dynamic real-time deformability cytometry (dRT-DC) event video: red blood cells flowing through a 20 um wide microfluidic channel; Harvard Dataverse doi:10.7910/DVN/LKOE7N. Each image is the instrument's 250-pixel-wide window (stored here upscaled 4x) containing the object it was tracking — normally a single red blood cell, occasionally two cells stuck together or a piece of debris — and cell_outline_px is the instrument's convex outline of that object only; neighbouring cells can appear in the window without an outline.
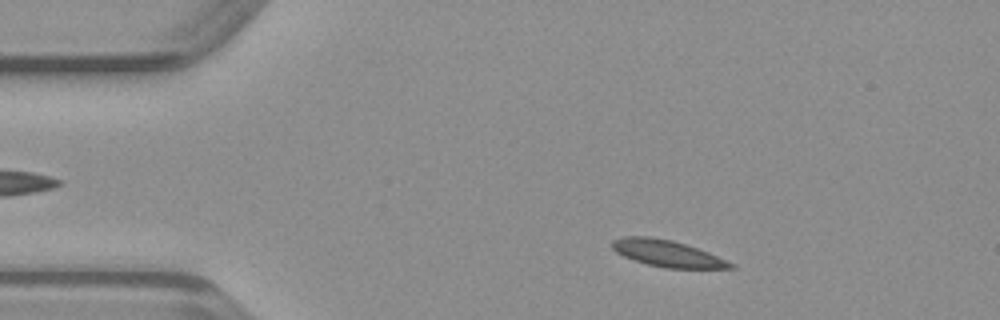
{"species": "common noctule bat (a hibernating species)", "species_latin": "Nyctalus noctula", "temperature_condition": "warm", "stored_images_in_passage": 46, "camera_frame_rate_fps": 3000, "um_per_image_px": 0.085, "animal": {"sex": "male", "body_mass_g": 23.1, "forearm_length_mm": 52.7}, "frame": {"image": 1, "passage_image": 5, "time_ms": 1.333, "image_size_px": [1000, 320], "cell_outline_px": [[736, 268], [664, 268], [632, 260], [616, 252], [612, 248], [612, 240], [624, 236], [648, 236], [672, 240], [708, 252], [736, 264]], "centroid_in_image_um": [56.7, 21.54], "position_along_channel_um": 28.3, "area_um2": 18.26}}
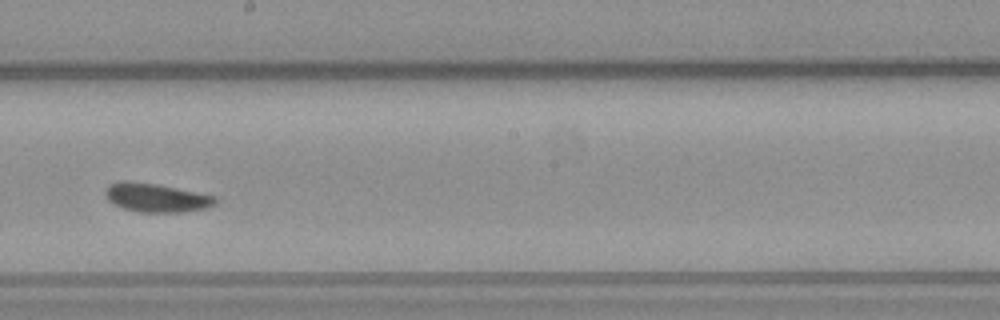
{"frame": {"image": 2, "passage_image": 24, "time_ms": 7.667, "image_size_px": [1000, 320], "cell_outline_px": [[216, 204], [208, 208], [184, 212], [140, 212], [124, 208], [112, 204], [108, 200], [104, 192], [108, 184], [120, 180], [128, 180], [156, 184], [216, 196]], "centroid_in_image_um": [13.25, 16.8], "position_along_channel_um": 234.9, "area_um2": 18.55}}
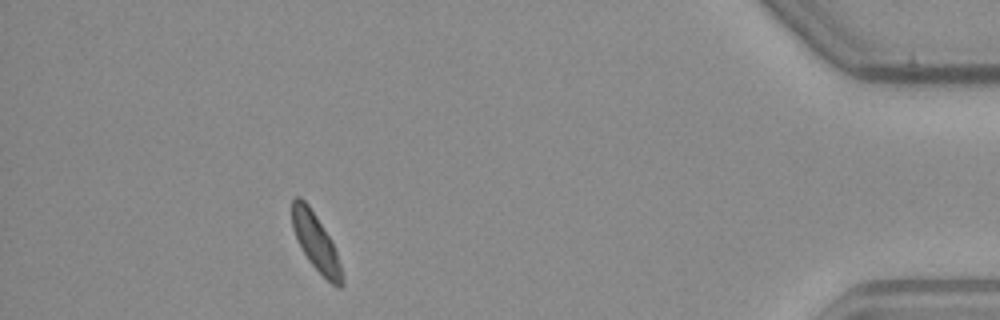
{"frame": {"image": 3, "passage_image": 41, "time_ms": 13.333, "image_size_px": [1000, 320], "cell_outline_px": [[344, 284], [340, 288], [336, 288], [308, 260], [292, 228], [292, 200], [296, 196], [300, 196], [308, 204], [332, 240], [340, 264], [344, 280]], "centroid_in_image_um": [26.86, 20.58], "position_along_channel_um": 408.3, "area_um2": 16.36}}